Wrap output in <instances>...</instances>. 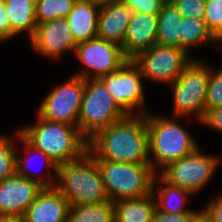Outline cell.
Here are the masks:
<instances>
[{
	"label": "cell",
	"mask_w": 222,
	"mask_h": 222,
	"mask_svg": "<svg viewBox=\"0 0 222 222\" xmlns=\"http://www.w3.org/2000/svg\"><path fill=\"white\" fill-rule=\"evenodd\" d=\"M0 222H23V218L17 216L0 215Z\"/></svg>",
	"instance_id": "obj_37"
},
{
	"label": "cell",
	"mask_w": 222,
	"mask_h": 222,
	"mask_svg": "<svg viewBox=\"0 0 222 222\" xmlns=\"http://www.w3.org/2000/svg\"><path fill=\"white\" fill-rule=\"evenodd\" d=\"M17 135V142L21 143L24 145L23 149L24 151H26V156L28 157L29 153H32V154H36L37 157L41 158L44 160V166H47L48 168V173L47 175H44L42 176V174L40 175H36V173L32 170H31V167L29 166V164H27L28 160H26L24 157L23 159L21 157H19L17 155V150H16V173L21 175L22 177H25L31 181H34L36 182L37 184H39L41 187L43 188H54L55 187V184H56V177H57V168L58 166L46 155L44 154L42 151L36 149L35 147H33L20 133H19V130L16 131V134ZM29 152V153H28ZM28 154V155H27ZM40 155V156H39ZM54 173V178L55 180L52 179V171ZM33 175H32V174ZM35 173V174H34ZM49 175V176H48ZM49 179H48V177ZM51 176V177H50Z\"/></svg>",
	"instance_id": "obj_21"
},
{
	"label": "cell",
	"mask_w": 222,
	"mask_h": 222,
	"mask_svg": "<svg viewBox=\"0 0 222 222\" xmlns=\"http://www.w3.org/2000/svg\"><path fill=\"white\" fill-rule=\"evenodd\" d=\"M11 24V39L27 32L30 39L37 27L35 16L36 0H3Z\"/></svg>",
	"instance_id": "obj_20"
},
{
	"label": "cell",
	"mask_w": 222,
	"mask_h": 222,
	"mask_svg": "<svg viewBox=\"0 0 222 222\" xmlns=\"http://www.w3.org/2000/svg\"><path fill=\"white\" fill-rule=\"evenodd\" d=\"M182 17L204 19L205 0H170Z\"/></svg>",
	"instance_id": "obj_30"
},
{
	"label": "cell",
	"mask_w": 222,
	"mask_h": 222,
	"mask_svg": "<svg viewBox=\"0 0 222 222\" xmlns=\"http://www.w3.org/2000/svg\"><path fill=\"white\" fill-rule=\"evenodd\" d=\"M201 123L212 130L222 133V107L206 111Z\"/></svg>",
	"instance_id": "obj_33"
},
{
	"label": "cell",
	"mask_w": 222,
	"mask_h": 222,
	"mask_svg": "<svg viewBox=\"0 0 222 222\" xmlns=\"http://www.w3.org/2000/svg\"><path fill=\"white\" fill-rule=\"evenodd\" d=\"M8 40L1 32H0V42Z\"/></svg>",
	"instance_id": "obj_39"
},
{
	"label": "cell",
	"mask_w": 222,
	"mask_h": 222,
	"mask_svg": "<svg viewBox=\"0 0 222 222\" xmlns=\"http://www.w3.org/2000/svg\"><path fill=\"white\" fill-rule=\"evenodd\" d=\"M197 213L198 212H186L173 214L155 209L152 222H191Z\"/></svg>",
	"instance_id": "obj_32"
},
{
	"label": "cell",
	"mask_w": 222,
	"mask_h": 222,
	"mask_svg": "<svg viewBox=\"0 0 222 222\" xmlns=\"http://www.w3.org/2000/svg\"><path fill=\"white\" fill-rule=\"evenodd\" d=\"M189 56L181 48L155 44L132 60L139 66L144 80L170 85L193 61Z\"/></svg>",
	"instance_id": "obj_10"
},
{
	"label": "cell",
	"mask_w": 222,
	"mask_h": 222,
	"mask_svg": "<svg viewBox=\"0 0 222 222\" xmlns=\"http://www.w3.org/2000/svg\"><path fill=\"white\" fill-rule=\"evenodd\" d=\"M157 183L158 185L156 187ZM151 194L155 199L157 210L173 214L199 212L198 210L196 211L185 207L188 198L187 196L191 195V192L168 183L159 174H155Z\"/></svg>",
	"instance_id": "obj_19"
},
{
	"label": "cell",
	"mask_w": 222,
	"mask_h": 222,
	"mask_svg": "<svg viewBox=\"0 0 222 222\" xmlns=\"http://www.w3.org/2000/svg\"><path fill=\"white\" fill-rule=\"evenodd\" d=\"M94 159L121 163H149L146 115H127L88 140Z\"/></svg>",
	"instance_id": "obj_1"
},
{
	"label": "cell",
	"mask_w": 222,
	"mask_h": 222,
	"mask_svg": "<svg viewBox=\"0 0 222 222\" xmlns=\"http://www.w3.org/2000/svg\"><path fill=\"white\" fill-rule=\"evenodd\" d=\"M145 115L148 130V158L156 174L168 164L194 153L199 148L194 137L178 123L182 118H169L148 112Z\"/></svg>",
	"instance_id": "obj_2"
},
{
	"label": "cell",
	"mask_w": 222,
	"mask_h": 222,
	"mask_svg": "<svg viewBox=\"0 0 222 222\" xmlns=\"http://www.w3.org/2000/svg\"><path fill=\"white\" fill-rule=\"evenodd\" d=\"M111 202L141 198L152 193L155 172L150 163H121L95 159Z\"/></svg>",
	"instance_id": "obj_5"
},
{
	"label": "cell",
	"mask_w": 222,
	"mask_h": 222,
	"mask_svg": "<svg viewBox=\"0 0 222 222\" xmlns=\"http://www.w3.org/2000/svg\"><path fill=\"white\" fill-rule=\"evenodd\" d=\"M180 48L187 53L188 49L192 46H198L200 44L219 43L220 42L212 35L207 28L204 19L199 18H186L182 17L180 21Z\"/></svg>",
	"instance_id": "obj_24"
},
{
	"label": "cell",
	"mask_w": 222,
	"mask_h": 222,
	"mask_svg": "<svg viewBox=\"0 0 222 222\" xmlns=\"http://www.w3.org/2000/svg\"><path fill=\"white\" fill-rule=\"evenodd\" d=\"M207 28L220 41L222 39V0H205V16Z\"/></svg>",
	"instance_id": "obj_29"
},
{
	"label": "cell",
	"mask_w": 222,
	"mask_h": 222,
	"mask_svg": "<svg viewBox=\"0 0 222 222\" xmlns=\"http://www.w3.org/2000/svg\"><path fill=\"white\" fill-rule=\"evenodd\" d=\"M219 157L204 154L198 148L194 153L168 164L158 174L168 183L193 194L202 190L219 166Z\"/></svg>",
	"instance_id": "obj_9"
},
{
	"label": "cell",
	"mask_w": 222,
	"mask_h": 222,
	"mask_svg": "<svg viewBox=\"0 0 222 222\" xmlns=\"http://www.w3.org/2000/svg\"><path fill=\"white\" fill-rule=\"evenodd\" d=\"M131 14L132 11L122 1L100 6L97 37L121 46Z\"/></svg>",
	"instance_id": "obj_17"
},
{
	"label": "cell",
	"mask_w": 222,
	"mask_h": 222,
	"mask_svg": "<svg viewBox=\"0 0 222 222\" xmlns=\"http://www.w3.org/2000/svg\"><path fill=\"white\" fill-rule=\"evenodd\" d=\"M74 54L83 65L75 76L84 79H99L113 73L127 60L120 45L98 37L77 44Z\"/></svg>",
	"instance_id": "obj_12"
},
{
	"label": "cell",
	"mask_w": 222,
	"mask_h": 222,
	"mask_svg": "<svg viewBox=\"0 0 222 222\" xmlns=\"http://www.w3.org/2000/svg\"><path fill=\"white\" fill-rule=\"evenodd\" d=\"M13 138L0 135V181L16 173V143Z\"/></svg>",
	"instance_id": "obj_27"
},
{
	"label": "cell",
	"mask_w": 222,
	"mask_h": 222,
	"mask_svg": "<svg viewBox=\"0 0 222 222\" xmlns=\"http://www.w3.org/2000/svg\"><path fill=\"white\" fill-rule=\"evenodd\" d=\"M85 79L73 75L64 83L53 87L41 102L37 114L48 121L78 127Z\"/></svg>",
	"instance_id": "obj_11"
},
{
	"label": "cell",
	"mask_w": 222,
	"mask_h": 222,
	"mask_svg": "<svg viewBox=\"0 0 222 222\" xmlns=\"http://www.w3.org/2000/svg\"><path fill=\"white\" fill-rule=\"evenodd\" d=\"M115 222H152L156 209L152 194L113 202Z\"/></svg>",
	"instance_id": "obj_22"
},
{
	"label": "cell",
	"mask_w": 222,
	"mask_h": 222,
	"mask_svg": "<svg viewBox=\"0 0 222 222\" xmlns=\"http://www.w3.org/2000/svg\"><path fill=\"white\" fill-rule=\"evenodd\" d=\"M143 79L139 66L132 59H127L117 71L99 78L126 115L147 113L143 109L146 103Z\"/></svg>",
	"instance_id": "obj_8"
},
{
	"label": "cell",
	"mask_w": 222,
	"mask_h": 222,
	"mask_svg": "<svg viewBox=\"0 0 222 222\" xmlns=\"http://www.w3.org/2000/svg\"><path fill=\"white\" fill-rule=\"evenodd\" d=\"M181 14L170 0H166L158 13L156 44L180 48Z\"/></svg>",
	"instance_id": "obj_23"
},
{
	"label": "cell",
	"mask_w": 222,
	"mask_h": 222,
	"mask_svg": "<svg viewBox=\"0 0 222 222\" xmlns=\"http://www.w3.org/2000/svg\"><path fill=\"white\" fill-rule=\"evenodd\" d=\"M166 0H122L132 11L143 14H158Z\"/></svg>",
	"instance_id": "obj_31"
},
{
	"label": "cell",
	"mask_w": 222,
	"mask_h": 222,
	"mask_svg": "<svg viewBox=\"0 0 222 222\" xmlns=\"http://www.w3.org/2000/svg\"><path fill=\"white\" fill-rule=\"evenodd\" d=\"M218 107H222V66L218 71L209 66L205 112Z\"/></svg>",
	"instance_id": "obj_28"
},
{
	"label": "cell",
	"mask_w": 222,
	"mask_h": 222,
	"mask_svg": "<svg viewBox=\"0 0 222 222\" xmlns=\"http://www.w3.org/2000/svg\"><path fill=\"white\" fill-rule=\"evenodd\" d=\"M29 41L35 52L53 60L60 58L65 51L74 53L77 46L66 18L37 24Z\"/></svg>",
	"instance_id": "obj_13"
},
{
	"label": "cell",
	"mask_w": 222,
	"mask_h": 222,
	"mask_svg": "<svg viewBox=\"0 0 222 222\" xmlns=\"http://www.w3.org/2000/svg\"><path fill=\"white\" fill-rule=\"evenodd\" d=\"M126 116L99 79H85L78 128L87 140Z\"/></svg>",
	"instance_id": "obj_6"
},
{
	"label": "cell",
	"mask_w": 222,
	"mask_h": 222,
	"mask_svg": "<svg viewBox=\"0 0 222 222\" xmlns=\"http://www.w3.org/2000/svg\"><path fill=\"white\" fill-rule=\"evenodd\" d=\"M191 222H211V220L202 210L193 217Z\"/></svg>",
	"instance_id": "obj_36"
},
{
	"label": "cell",
	"mask_w": 222,
	"mask_h": 222,
	"mask_svg": "<svg viewBox=\"0 0 222 222\" xmlns=\"http://www.w3.org/2000/svg\"><path fill=\"white\" fill-rule=\"evenodd\" d=\"M96 5L102 6L110 3L120 2L122 0H92Z\"/></svg>",
	"instance_id": "obj_38"
},
{
	"label": "cell",
	"mask_w": 222,
	"mask_h": 222,
	"mask_svg": "<svg viewBox=\"0 0 222 222\" xmlns=\"http://www.w3.org/2000/svg\"><path fill=\"white\" fill-rule=\"evenodd\" d=\"M203 211L211 222H222V196L212 199Z\"/></svg>",
	"instance_id": "obj_34"
},
{
	"label": "cell",
	"mask_w": 222,
	"mask_h": 222,
	"mask_svg": "<svg viewBox=\"0 0 222 222\" xmlns=\"http://www.w3.org/2000/svg\"><path fill=\"white\" fill-rule=\"evenodd\" d=\"M99 8L92 0H77L66 17L77 44L97 37Z\"/></svg>",
	"instance_id": "obj_18"
},
{
	"label": "cell",
	"mask_w": 222,
	"mask_h": 222,
	"mask_svg": "<svg viewBox=\"0 0 222 222\" xmlns=\"http://www.w3.org/2000/svg\"><path fill=\"white\" fill-rule=\"evenodd\" d=\"M158 14L132 12L130 22L121 45L127 59L135 58L140 52L156 44Z\"/></svg>",
	"instance_id": "obj_15"
},
{
	"label": "cell",
	"mask_w": 222,
	"mask_h": 222,
	"mask_svg": "<svg viewBox=\"0 0 222 222\" xmlns=\"http://www.w3.org/2000/svg\"><path fill=\"white\" fill-rule=\"evenodd\" d=\"M67 222H115L113 202L69 206Z\"/></svg>",
	"instance_id": "obj_25"
},
{
	"label": "cell",
	"mask_w": 222,
	"mask_h": 222,
	"mask_svg": "<svg viewBox=\"0 0 222 222\" xmlns=\"http://www.w3.org/2000/svg\"><path fill=\"white\" fill-rule=\"evenodd\" d=\"M42 189L17 173L0 181V215L22 218Z\"/></svg>",
	"instance_id": "obj_14"
},
{
	"label": "cell",
	"mask_w": 222,
	"mask_h": 222,
	"mask_svg": "<svg viewBox=\"0 0 222 222\" xmlns=\"http://www.w3.org/2000/svg\"><path fill=\"white\" fill-rule=\"evenodd\" d=\"M69 206L55 187L43 188L26 210L23 222H67Z\"/></svg>",
	"instance_id": "obj_16"
},
{
	"label": "cell",
	"mask_w": 222,
	"mask_h": 222,
	"mask_svg": "<svg viewBox=\"0 0 222 222\" xmlns=\"http://www.w3.org/2000/svg\"><path fill=\"white\" fill-rule=\"evenodd\" d=\"M37 122L20 127L19 133L57 166L81 157L88 151V140L78 127L48 121L37 114Z\"/></svg>",
	"instance_id": "obj_3"
},
{
	"label": "cell",
	"mask_w": 222,
	"mask_h": 222,
	"mask_svg": "<svg viewBox=\"0 0 222 222\" xmlns=\"http://www.w3.org/2000/svg\"><path fill=\"white\" fill-rule=\"evenodd\" d=\"M209 81V67L203 61L195 60L170 84L173 89L172 117L194 115L201 122L205 114V101Z\"/></svg>",
	"instance_id": "obj_7"
},
{
	"label": "cell",
	"mask_w": 222,
	"mask_h": 222,
	"mask_svg": "<svg viewBox=\"0 0 222 222\" xmlns=\"http://www.w3.org/2000/svg\"><path fill=\"white\" fill-rule=\"evenodd\" d=\"M77 0H36L35 16L37 24L66 18Z\"/></svg>",
	"instance_id": "obj_26"
},
{
	"label": "cell",
	"mask_w": 222,
	"mask_h": 222,
	"mask_svg": "<svg viewBox=\"0 0 222 222\" xmlns=\"http://www.w3.org/2000/svg\"><path fill=\"white\" fill-rule=\"evenodd\" d=\"M55 188L70 206L109 201L96 160L89 151L58 165Z\"/></svg>",
	"instance_id": "obj_4"
},
{
	"label": "cell",
	"mask_w": 222,
	"mask_h": 222,
	"mask_svg": "<svg viewBox=\"0 0 222 222\" xmlns=\"http://www.w3.org/2000/svg\"><path fill=\"white\" fill-rule=\"evenodd\" d=\"M0 32L7 38L11 39V24L7 9L3 0L0 1Z\"/></svg>",
	"instance_id": "obj_35"
}]
</instances>
